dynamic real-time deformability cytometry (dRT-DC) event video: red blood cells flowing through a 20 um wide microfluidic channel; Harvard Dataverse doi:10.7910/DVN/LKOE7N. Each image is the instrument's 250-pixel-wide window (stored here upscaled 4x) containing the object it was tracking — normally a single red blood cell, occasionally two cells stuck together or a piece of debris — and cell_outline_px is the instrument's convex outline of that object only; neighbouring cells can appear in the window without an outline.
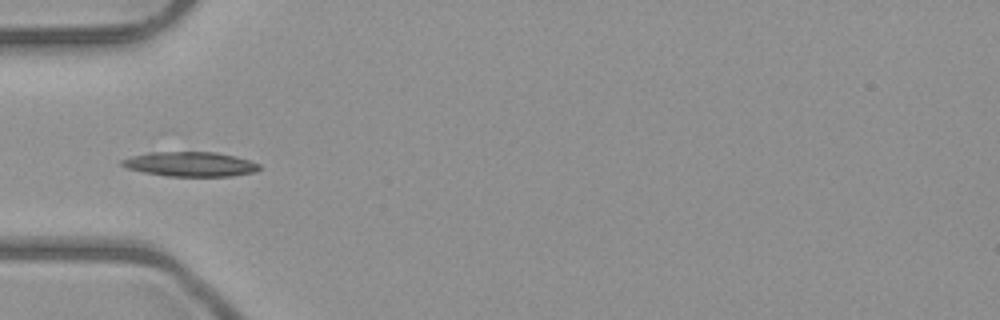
{"species": "common noctule bat (a hibernating species)", "species_latin": "Nyctalus noctula", "temperature_condition": "room temperature", "stored_images_in_passage": 3, "camera_frame_rate_fps": 3000, "um_per_image_px": 0.085, "animal": {"sex": "male", "body_mass_g": 23.1, "forearm_length_mm": 52.7}, "frame": {"image": 1, "passage_image": 3, "time_ms": 2.0, "image_size_px": [1000, 320], "cell_outline_px": [[260, 168], [256, 172], [232, 176], [168, 176], [144, 172], [128, 168], [120, 164], [120, 160], [132, 156], [148, 152], [216, 152], [236, 156], [260, 164]], "centroid_in_image_um": [16.19, 13.95], "position_along_channel_um": 68.8, "area_um2": 19.71}}